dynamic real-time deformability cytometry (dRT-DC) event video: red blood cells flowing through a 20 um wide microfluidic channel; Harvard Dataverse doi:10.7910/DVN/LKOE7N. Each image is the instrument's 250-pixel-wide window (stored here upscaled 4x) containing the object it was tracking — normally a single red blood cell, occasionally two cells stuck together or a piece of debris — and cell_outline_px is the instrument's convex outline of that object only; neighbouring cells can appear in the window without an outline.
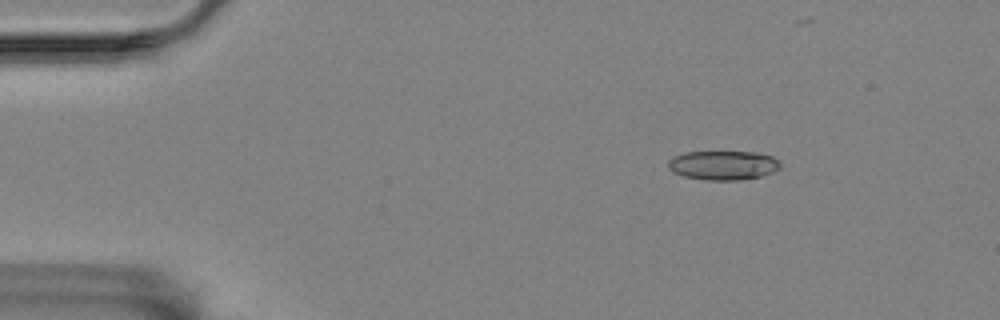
{"species": "Egyptian fruit bat (a non-hibernating species)", "species_latin": "Rousettus aegyptiacus", "temperature_condition": "room temperature", "stored_images_in_passage": 47, "camera_frame_rate_fps": 3000, "um_per_image_px": 0.085, "animal": {"sex": "female"}, "frame": {"image": 1, "passage_image": 9, "time_ms": 2.667, "image_size_px": [1000, 320], "cell_outline_px": [[780, 168], [772, 172], [760, 176], [740, 180], [708, 180], [684, 176], [668, 168], [668, 160], [672, 156], [684, 152], [752, 152], [772, 156], [780, 164]], "centroid_in_image_um": [61.44, 14.04], "position_along_channel_um": 23.6, "area_um2": 18.9}}
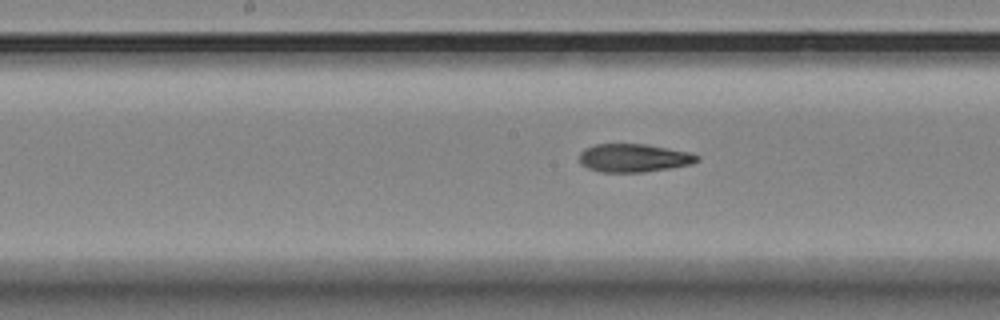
{"frame": {"image": 2, "passage_image": 30, "time_ms": 9.667, "image_size_px": [1000, 320], "cell_outline_px": [[700, 160], [692, 164], [644, 172], [600, 172], [588, 168], [580, 164], [580, 152], [584, 148], [596, 144], [648, 144], [692, 152], [700, 156]], "centroid_in_image_um": [53.9, 13.42], "position_along_channel_um": 194.3, "area_um2": 19.59}}
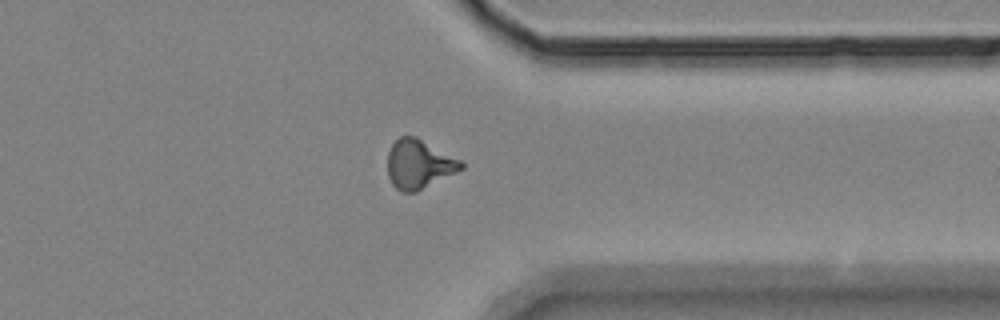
{"frame": {"image": 3, "passage_image": 46, "time_ms": 15.0, "image_size_px": [1000, 320], "cell_outline_px": [[464, 168], [416, 192], [400, 192], [392, 184], [388, 176], [388, 152], [392, 144], [400, 136], [416, 136], [460, 160], [464, 164]], "centroid_in_image_um": [35.59, 13.96], "position_along_channel_um": 375.8, "area_um2": 20.87}}